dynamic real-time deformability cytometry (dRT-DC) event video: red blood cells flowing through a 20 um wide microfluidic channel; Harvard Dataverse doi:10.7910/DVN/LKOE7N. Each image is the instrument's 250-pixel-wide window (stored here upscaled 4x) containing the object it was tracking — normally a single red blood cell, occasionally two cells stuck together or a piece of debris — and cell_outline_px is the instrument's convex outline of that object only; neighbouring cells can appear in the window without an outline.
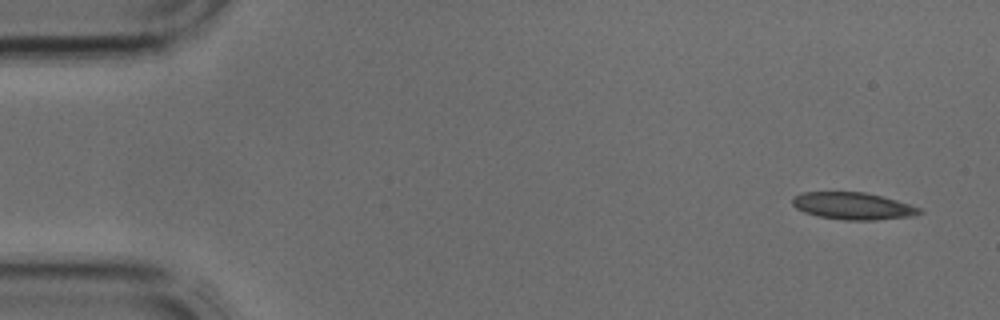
{"species": "common noctule bat (a hibernating species)", "species_latin": "Nyctalus noctula", "temperature_condition": "cold", "stored_images_in_passage": 40, "camera_frame_rate_fps": 3000, "um_per_image_px": 0.085, "animal": {"sex": "male", "body_mass_g": 17.9, "forearm_length_mm": 54.2}, "frame": {"image": 1, "passage_image": 1, "time_ms": 0.0, "image_size_px": [1000, 320], "cell_outline_px": [[924, 212], [912, 216], [876, 220], [844, 220], [820, 216], [804, 212], [796, 208], [792, 204], [792, 200], [800, 192], [864, 192], [896, 200], [920, 208]], "centroid_in_image_um": [72.5, 17.51], "position_along_channel_um": 12.5, "area_um2": 19.88}}
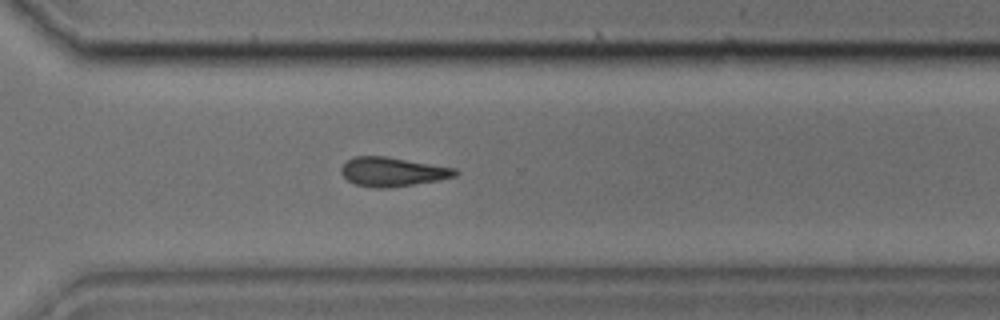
{"frame": {"image": 2, "passage_image": 28, "time_ms": 9.0, "image_size_px": [1000, 320], "cell_outline_px": [[460, 172], [456, 176], [440, 180], [388, 188], [376, 188], [356, 184], [348, 180], [340, 172], [340, 168], [352, 156], [388, 156], [456, 168]], "centroid_in_image_um": [33.39, 14.59], "position_along_channel_um": 337.2, "area_um2": 19.48}}
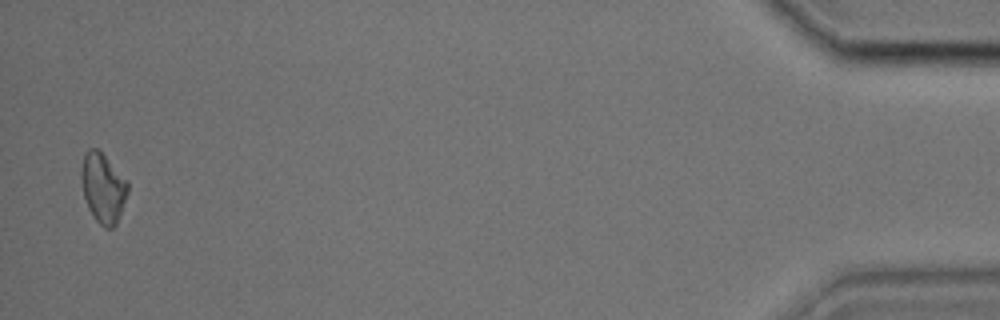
{"frame": {"image": 3, "passage_image": 39, "time_ms": 12.667, "image_size_px": [1000, 320], "cell_outline_px": [[128, 192], [116, 224], [112, 228], [104, 228], [92, 216], [88, 208], [84, 196], [80, 176], [80, 172], [84, 156], [88, 148], [100, 148], [128, 180]], "centroid_in_image_um": [8.76, 15.92], "position_along_channel_um": 426.4, "area_um2": 19.19}}